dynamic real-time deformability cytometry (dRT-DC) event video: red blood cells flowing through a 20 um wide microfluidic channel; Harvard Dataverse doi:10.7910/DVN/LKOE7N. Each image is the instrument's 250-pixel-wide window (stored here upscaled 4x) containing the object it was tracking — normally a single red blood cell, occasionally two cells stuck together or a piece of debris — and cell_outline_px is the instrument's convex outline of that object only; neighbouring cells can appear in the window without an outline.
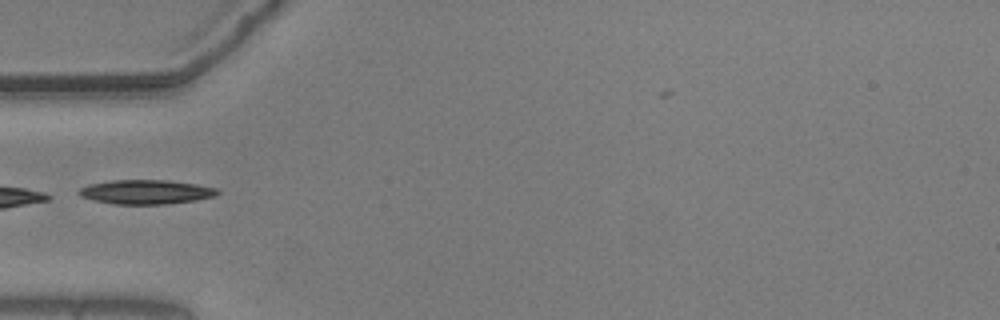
{"species": "common noctule bat (a hibernating species)", "species_latin": "Nyctalus noctula", "temperature_condition": "warm", "stored_images_in_passage": 33, "camera_frame_rate_fps": 3000, "um_per_image_px": 0.085, "animal": {"sex": "male", "body_mass_g": 20.5, "forearm_length_mm": 52.5}, "frame": {"image": 1, "passage_image": 1, "time_ms": 0.0, "image_size_px": [1000, 320], "cell_outline_px": [[220, 192], [216, 196], [196, 200], [164, 204], [112, 204], [92, 200], [80, 196], [76, 192], [80, 188], [88, 184], [112, 180], [168, 180], [196, 184], [216, 188]], "centroid_in_image_um": [12.37, 16.31], "position_along_channel_um": 72.6, "area_um2": 19.71}}